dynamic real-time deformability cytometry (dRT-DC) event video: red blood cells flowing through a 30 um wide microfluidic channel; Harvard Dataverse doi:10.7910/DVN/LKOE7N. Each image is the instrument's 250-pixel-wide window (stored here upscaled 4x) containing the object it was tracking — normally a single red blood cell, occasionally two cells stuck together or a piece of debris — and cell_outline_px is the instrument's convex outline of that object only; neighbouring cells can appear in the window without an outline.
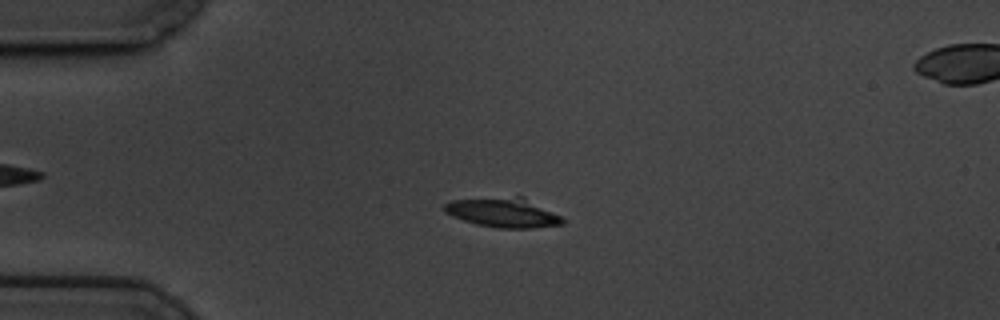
{"species": "common noctule bat (a hibernating species)", "species_latin": "Nyctalus noctula", "temperature_condition": "cold", "stored_images_in_passage": 44, "camera_frame_rate_fps": 3000, "um_per_image_px": 0.085, "animal": {"sex": "male", "body_mass_g": 19.5, "forearm_length_mm": 54.6}, "frame": {"image": 1, "passage_image": 14, "time_ms": 4.333, "image_size_px": [1000, 320], "cell_outline_px": [[564, 224], [532, 228], [496, 228], [476, 224], [452, 216], [444, 212], [444, 204], [452, 200], [516, 196], [524, 196], [560, 216], [564, 220]], "centroid_in_image_um": [42.77, 18.07], "position_along_channel_um": 42.2, "area_um2": 20.29}}
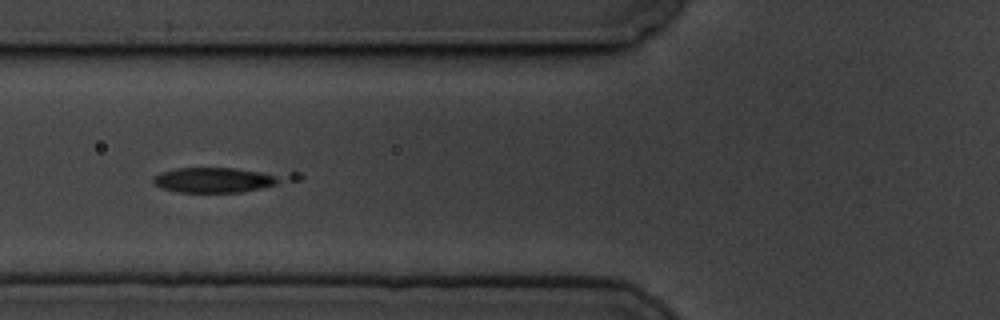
{"frame": {"image": 2, "passage_image": 22, "time_ms": 7.0, "image_size_px": [1000, 320], "cell_outline_px": [[304, 176], [300, 180], [240, 192], [176, 192], [160, 188], [152, 184], [152, 176], [160, 172], [176, 168], [232, 168], [300, 172]], "centroid_in_image_um": [18.78, 15.26], "position_along_channel_um": 107.0, "area_um2": 21.04}}
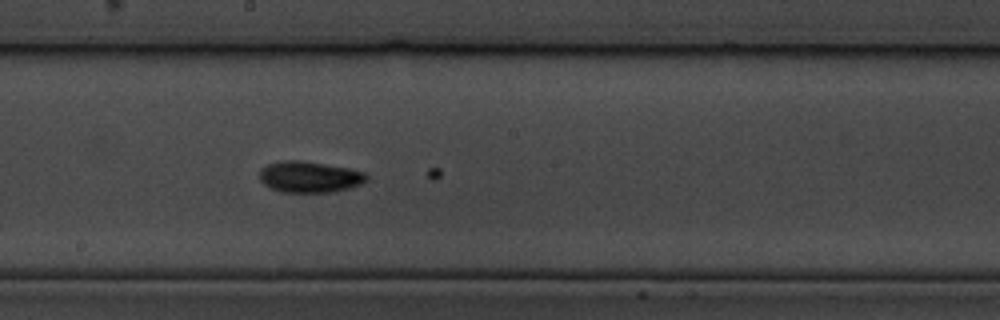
{"frame": {"image": 3, "passage_image": 32, "time_ms": 10.333, "image_size_px": [1000, 320], "cell_outline_px": [[368, 180], [360, 184], [348, 188], [332, 192], [280, 192], [268, 188], [260, 180], [260, 168], [268, 164], [284, 160], [300, 160], [348, 168], [364, 172], [368, 176]], "centroid_in_image_um": [26.28, 15.04], "position_along_channel_um": 221.9, "area_um2": 19.48}}